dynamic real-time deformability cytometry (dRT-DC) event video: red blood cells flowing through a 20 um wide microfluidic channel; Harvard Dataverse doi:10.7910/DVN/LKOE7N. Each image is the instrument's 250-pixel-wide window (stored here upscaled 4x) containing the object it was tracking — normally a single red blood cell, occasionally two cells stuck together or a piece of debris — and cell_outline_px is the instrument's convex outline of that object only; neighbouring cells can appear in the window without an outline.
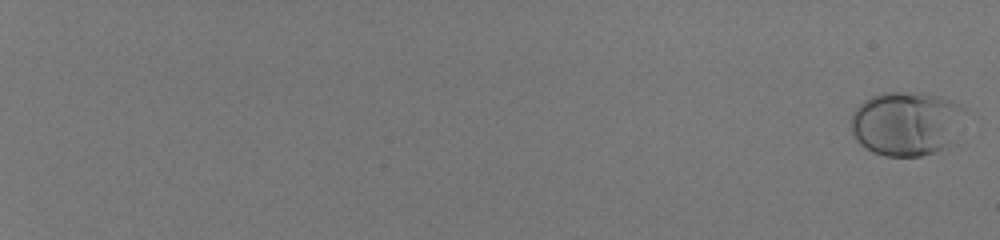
{"species": "human", "species_latin": "Homo sapiens", "temperature_condition": "room temperature", "stored_images_in_passage": 60, "camera_frame_rate_fps": 3000, "um_per_image_px": 0.085, "donor": {"sex": "male"}, "frame": {"image": 1, "passage_image": 2, "time_ms": 0.333, "image_size_px": [1000, 240], "cell_outline_px": [[964, 108], [948, 148], [936, 152], [920, 156], [884, 156], [872, 152], [864, 148], [856, 140], [852, 132], [852, 112], [864, 100], [872, 96], [884, 92], [920, 92], [940, 96], [960, 104]], "centroid_in_image_um": [76.98, 10.5], "position_along_channel_um": 8.0, "area_um2": 42.43}}
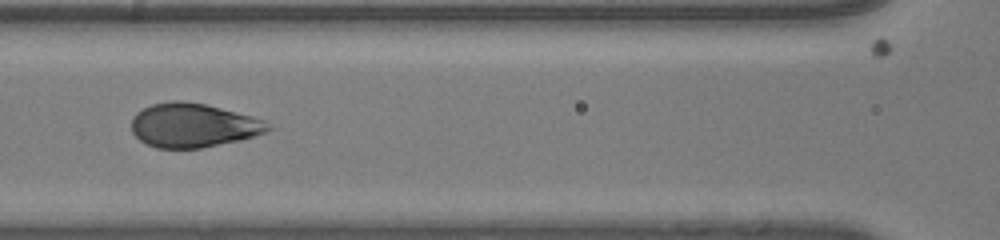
{"frame": {"image": 2, "passage_image": 35, "time_ms": 11.333, "image_size_px": [1000, 240], "cell_outline_px": [[272, 128], [264, 132], [240, 140], [200, 148], [156, 148], [140, 140], [132, 132], [132, 116], [136, 112], [152, 104], [172, 100], [180, 100], [204, 104], [252, 116], [264, 120]], "centroid_in_image_um": [16.38, 10.65], "position_along_channel_um": 150.2, "area_um2": 34.74}}
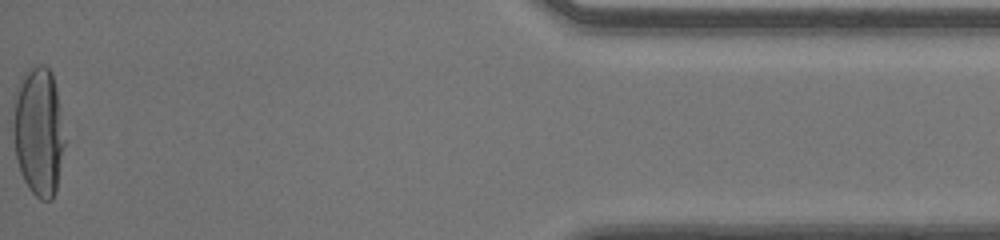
{"frame": {"image": 3, "passage_image": 60, "time_ms": 19.667, "image_size_px": [1000, 240], "cell_outline_px": [[64, 144], [56, 192], [52, 200], [40, 200], [28, 188], [20, 172], [16, 156], [12, 132], [12, 128], [16, 88], [24, 72], [36, 64], [44, 64], [52, 72], [56, 88], [64, 140]], "centroid_in_image_um": [3.25, 11.18], "position_along_channel_um": 431.9, "area_um2": 38.67}, "authors_computed_cell_mechanics": {"area_um2": 36.6741, "velocity_mm_per_s": 4.0455, "shape_relaxation_time_tau1_ms": 3.2817, "shape_relaxation_time_tau2_ms": null, "deformation_change_tau1": 0.2035, "deformation_change_tau2": null}}